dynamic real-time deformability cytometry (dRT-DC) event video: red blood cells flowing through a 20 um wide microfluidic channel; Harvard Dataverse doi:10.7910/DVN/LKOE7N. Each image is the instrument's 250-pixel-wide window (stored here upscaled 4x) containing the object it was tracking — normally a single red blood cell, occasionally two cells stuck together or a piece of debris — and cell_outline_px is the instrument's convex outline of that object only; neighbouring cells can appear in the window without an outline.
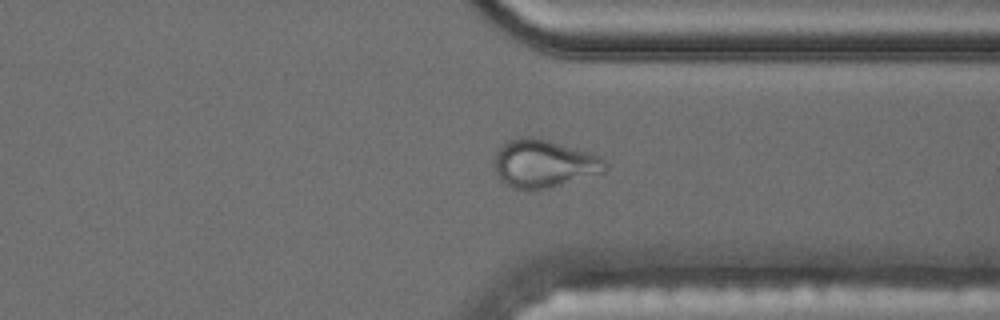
{"species": "common noctule bat (a hibernating species)", "species_latin": "Nyctalus noctula", "temperature_condition": "cold", "stored_images_in_passage": 45, "camera_frame_rate_fps": 3000, "um_per_image_px": 0.085, "animal": {"sex": "male", "body_mass_g": 17.5, "forearm_length_mm": 52.3}, "frame": {"image": 1, "passage_image": 32, "time_ms": 10.333, "image_size_px": [1000, 320], "cell_outline_px": [[608, 168], [604, 172], [552, 188], [528, 192], [516, 188], [500, 180], [492, 164], [496, 152], [504, 140], [520, 136], [536, 136], [588, 152], [600, 156], [608, 164]], "centroid_in_image_um": [46.19, 13.91], "position_along_channel_um": 365.2, "area_um2": 31.79}, "authors_computed_cell_mechanics": {"area_um2": 21.3282, "velocity_mm_per_s": 3.5247, "shape_relaxation_time_tau1_ms": null, "shape_relaxation_time_tau2_ms": 1.3142, "deformation_change_tau1": null, "deformation_change_tau2": 0.0826}}